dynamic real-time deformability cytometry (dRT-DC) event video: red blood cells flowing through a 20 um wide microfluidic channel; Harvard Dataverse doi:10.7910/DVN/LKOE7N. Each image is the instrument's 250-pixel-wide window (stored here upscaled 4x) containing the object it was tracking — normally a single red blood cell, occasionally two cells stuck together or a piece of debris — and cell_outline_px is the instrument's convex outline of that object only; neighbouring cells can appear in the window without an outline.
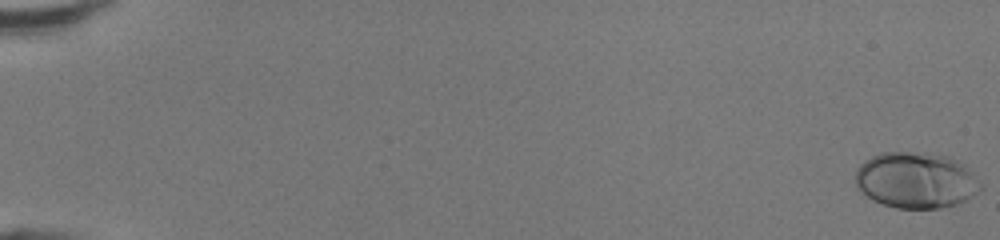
{"species": "human", "species_latin": "Homo sapiens", "temperature_condition": "room temperature", "stored_images_in_passage": 49, "camera_frame_rate_fps": 3000, "um_per_image_px": 0.085, "donor": {"sex": "female"}, "frame": {"image": 1, "passage_image": 1, "time_ms": 0.0, "image_size_px": [1000, 240], "cell_outline_px": [[984, 188], [980, 192], [968, 200], [956, 204], [940, 208], [896, 208], [872, 200], [860, 192], [856, 188], [856, 168], [864, 160], [880, 152], [924, 152], [948, 156], [964, 164], [984, 184]], "centroid_in_image_um": [77.89, 15.32], "position_along_channel_um": 7.1, "area_um2": 41.62}}
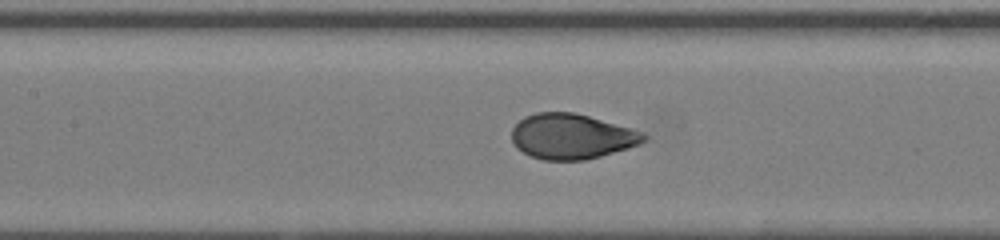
{"frame": {"image": 2, "passage_image": 25, "time_ms": 8.0, "image_size_px": [1000, 240], "cell_outline_px": [[648, 140], [640, 144], [628, 148], [600, 156], [584, 160], [544, 160], [532, 156], [516, 148], [512, 144], [512, 128], [524, 116], [536, 112], [572, 112], [588, 116], [632, 128], [644, 132], [648, 136]], "centroid_in_image_um": [48.6, 11.59], "position_along_channel_um": 158.8, "area_um2": 34.91}}
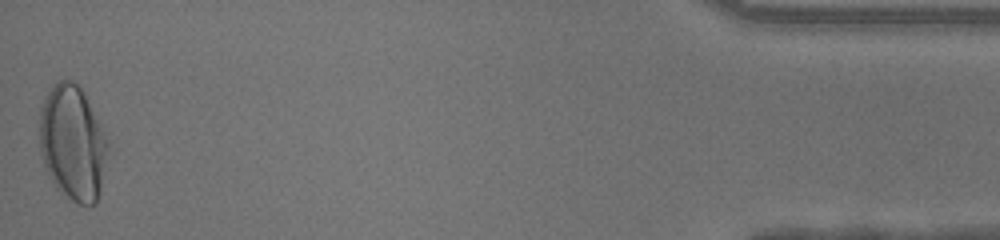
{"frame": {"image": 3, "passage_image": 49, "time_ms": 16.0, "image_size_px": [1000, 240], "cell_outline_px": [[108, 144], [100, 188], [96, 204], [80, 204], [72, 200], [60, 192], [56, 188], [44, 164], [40, 152], [40, 108], [44, 96], [56, 80], [72, 80], [84, 92], [108, 140]], "centroid_in_image_um": [6.15, 12.11], "position_along_channel_um": 429.1, "area_um2": 45.43}, "authors_computed_cell_mechanics": {"area_um2": 35.4892, "velocity_mm_per_s": 4.3665, "shape_relaxation_time_tau1_ms": 3.3962, "shape_relaxation_time_tau2_ms": null, "deformation_change_tau1": 0.1836, "deformation_change_tau2": null}}